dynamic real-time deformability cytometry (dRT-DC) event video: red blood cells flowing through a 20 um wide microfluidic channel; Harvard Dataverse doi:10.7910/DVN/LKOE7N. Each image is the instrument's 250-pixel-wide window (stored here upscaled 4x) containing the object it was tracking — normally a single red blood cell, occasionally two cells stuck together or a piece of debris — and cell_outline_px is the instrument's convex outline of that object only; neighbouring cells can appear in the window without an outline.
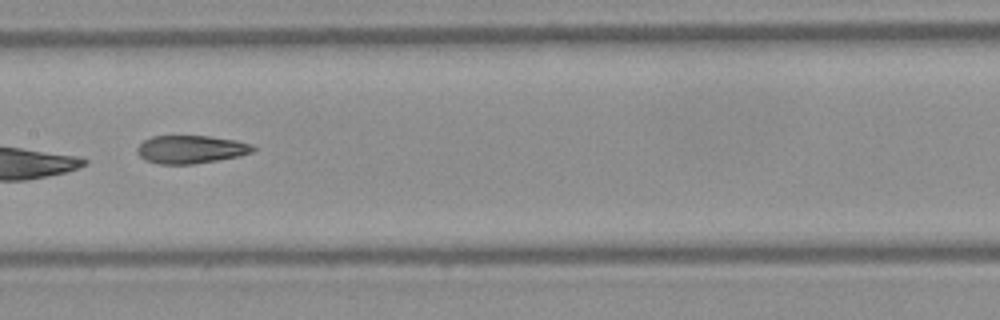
{"species": "Egyptian fruit bat (a non-hibernating species)", "species_latin": "Rousettus aegyptiacus", "temperature_condition": "warm", "stored_images_in_passage": 7, "camera_frame_rate_fps": 3000, "um_per_image_px": 0.085, "frame": {"image": 1, "passage_image": 6, "time_ms": 1.667, "image_size_px": [1000, 320], "cell_outline_px": [[256, 148], [252, 152], [240, 156], [192, 164], [160, 164], [144, 160], [136, 152], [136, 148], [144, 140], [152, 136], [208, 136], [236, 140], [252, 144]], "centroid_in_image_um": [16.21, 12.69], "position_along_channel_um": 191.2, "area_um2": 18.96}}
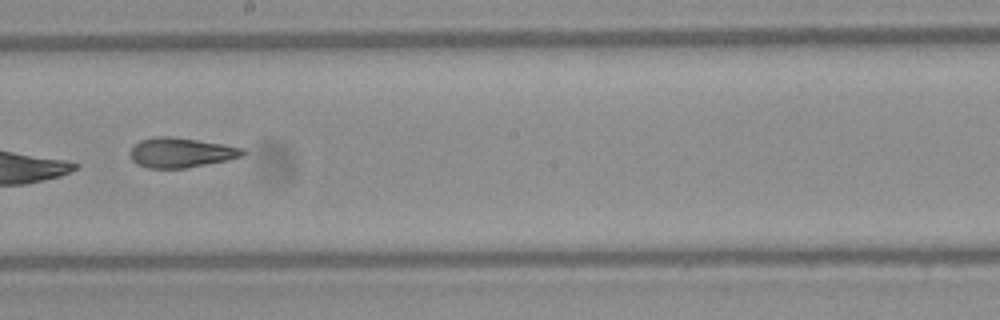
{"frame": {"image": 2, "passage_image": 7, "time_ms": 2.0, "image_size_px": [1000, 320], "cell_outline_px": [[244, 152], [240, 156], [228, 160], [184, 168], [148, 168], [136, 164], [132, 160], [128, 152], [140, 140], [156, 136], [172, 136], [224, 144], [244, 148]], "centroid_in_image_um": [15.34, 12.96], "position_along_channel_um": 232.9, "area_um2": 19.54}}